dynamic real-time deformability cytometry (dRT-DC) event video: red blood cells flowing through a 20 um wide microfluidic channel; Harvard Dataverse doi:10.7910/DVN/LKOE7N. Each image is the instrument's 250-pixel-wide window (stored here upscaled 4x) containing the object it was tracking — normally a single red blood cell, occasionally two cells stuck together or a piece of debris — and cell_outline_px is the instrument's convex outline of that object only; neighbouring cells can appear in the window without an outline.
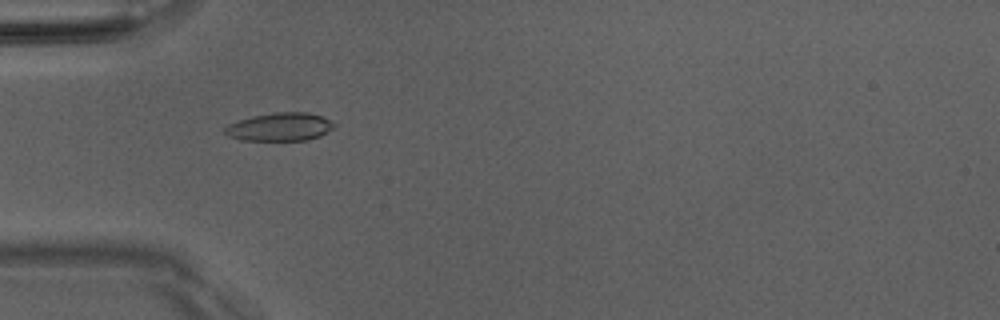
{"species": "Egyptian fruit bat (a non-hibernating species)", "species_latin": "Rousettus aegyptiacus", "temperature_condition": "room temperature", "stored_images_in_passage": 37, "camera_frame_rate_fps": 3000, "um_per_image_px": 0.085, "animal": {"sex": "male"}, "frame": {"image": 1, "passage_image": 2, "time_ms": 0.333, "image_size_px": [1000, 320], "cell_outline_px": [[336, 124], [328, 132], [320, 136], [308, 140], [240, 140], [228, 136], [224, 132], [224, 128], [228, 124], [252, 116], [276, 112], [308, 112], [320, 116]], "centroid_in_image_um": [23.78, 10.79], "position_along_channel_um": 61.2, "area_um2": 17.86}}
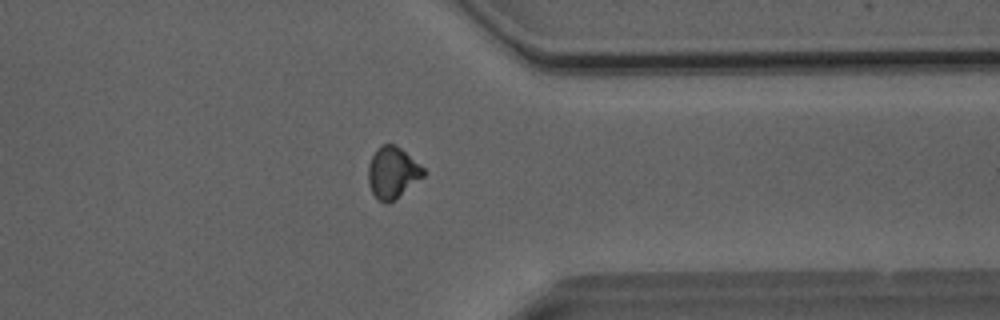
{"frame": {"image": 2, "passage_image": 26, "time_ms": 8.333, "image_size_px": [1000, 320], "cell_outline_px": [[424, 176], [388, 204], [384, 204], [376, 200], [368, 184], [368, 168], [372, 156], [384, 144], [396, 144], [424, 168]], "centroid_in_image_um": [33.35, 14.7], "position_along_channel_um": 378.1, "area_um2": 16.36}}
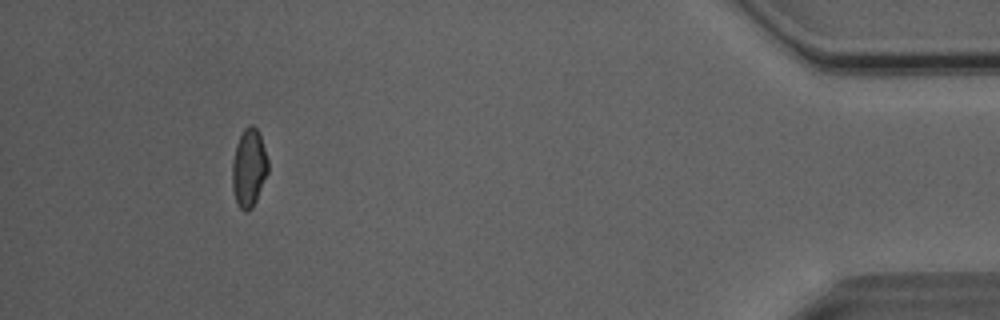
{"frame": {"image": 3, "passage_image": 33, "time_ms": 10.667, "image_size_px": [1000, 320], "cell_outline_px": [[268, 172], [256, 200], [252, 208], [244, 212], [240, 208], [236, 200], [232, 188], [232, 160], [236, 144], [244, 128], [248, 124], [252, 124], [256, 128], [260, 136], [268, 160]], "centroid_in_image_um": [21.14, 14.26], "position_along_channel_um": 414.1, "area_um2": 16.24}, "authors_computed_cell_mechanics": {"area_um2": 16.4152, "velocity_mm_per_s": 4.0583, "shape_relaxation_time_tau1_ms": 8.0597, "shape_relaxation_time_tau2_ms": 9.2843, "deformation_change_tau1": 0.1887, "deformation_change_tau2": 0.1334}}